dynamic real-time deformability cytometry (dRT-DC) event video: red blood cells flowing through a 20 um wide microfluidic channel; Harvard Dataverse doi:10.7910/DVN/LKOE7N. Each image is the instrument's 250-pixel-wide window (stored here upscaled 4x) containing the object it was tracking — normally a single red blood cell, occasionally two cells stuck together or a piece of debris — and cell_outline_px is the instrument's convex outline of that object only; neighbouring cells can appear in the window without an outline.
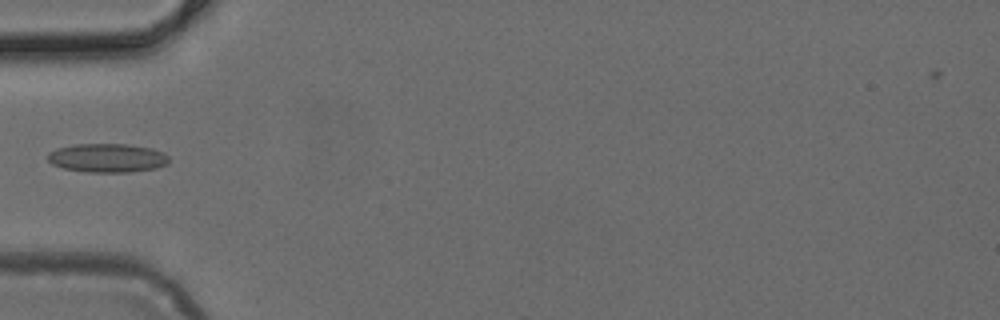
{"species": "common noctule bat (a hibernating species)", "species_latin": "Nyctalus noctula", "temperature_condition": "cold", "stored_images_in_passage": 6, "camera_frame_rate_fps": 3000, "um_per_image_px": 0.085, "animal": {"sex": "female", "body_mass_g": 24.6, "forearm_length_mm": 56.2}, "frame": {"image": 1, "passage_image": 5, "time_ms": 1.333, "image_size_px": [1000, 320], "cell_outline_px": [[168, 164], [156, 168], [128, 172], [88, 172], [64, 168], [52, 164], [48, 160], [48, 152], [56, 148], [76, 144], [128, 144], [152, 148], [164, 152], [168, 156]], "centroid_in_image_um": [9.13, 13.42], "position_along_channel_um": 75.9, "area_um2": 20.4}}